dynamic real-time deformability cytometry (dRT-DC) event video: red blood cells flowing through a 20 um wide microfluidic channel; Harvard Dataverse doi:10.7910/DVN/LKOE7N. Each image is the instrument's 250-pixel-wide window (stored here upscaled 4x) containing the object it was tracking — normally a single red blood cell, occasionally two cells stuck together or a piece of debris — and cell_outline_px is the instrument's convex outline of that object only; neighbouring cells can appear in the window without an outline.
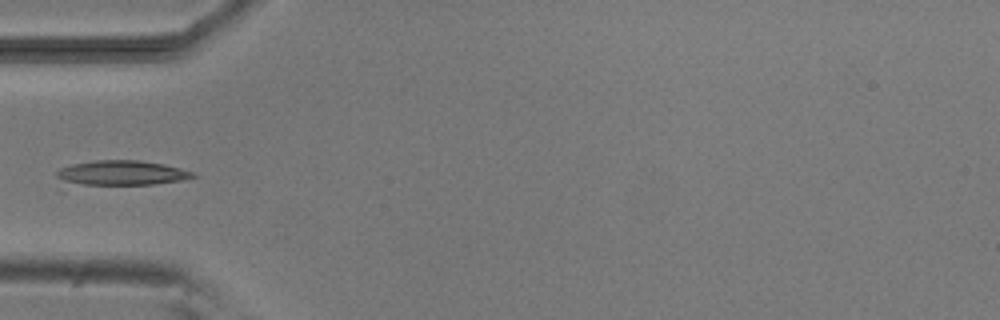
{"species": "common noctule bat (a hibernating species)", "species_latin": "Nyctalus noctula", "temperature_condition": "room temperature", "stored_images_in_passage": 6, "camera_frame_rate_fps": 3000, "um_per_image_px": 0.085, "animal": {"sex": "male", "body_mass_g": 20.5, "forearm_length_mm": 52.5}, "frame": {"image": 1, "passage_image": 4, "time_ms": 3.667, "image_size_px": [1000, 320], "cell_outline_px": [[200, 176], [180, 180], [152, 184], [64, 184], [56, 176], [56, 172], [60, 168], [72, 164], [96, 160], [140, 160], [164, 164], [196, 172]], "centroid_in_image_um": [10.34, 14.69], "position_along_channel_um": 74.7, "area_um2": 19.71}}
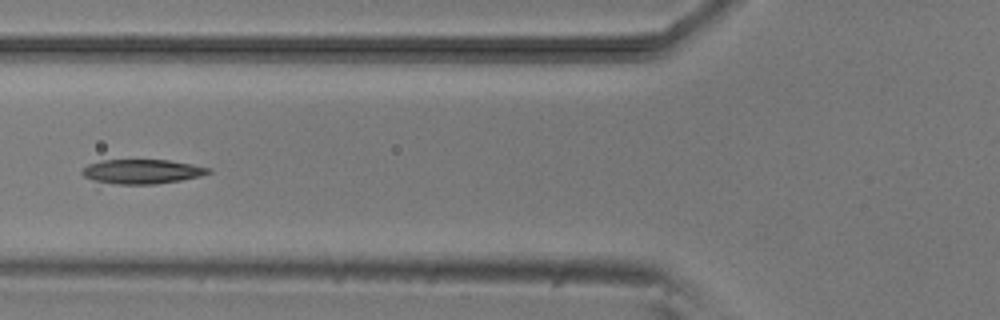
{"frame": {"image": 2, "passage_image": 5, "time_ms": 4.667, "image_size_px": [1000, 320], "cell_outline_px": [[212, 172], [200, 176], [180, 180], [156, 184], [116, 184], [92, 180], [84, 176], [80, 172], [88, 164], [100, 160], [168, 160], [192, 164], [212, 168]], "centroid_in_image_um": [12.08, 14.58], "position_along_channel_um": 113.7, "area_um2": 17.98}}
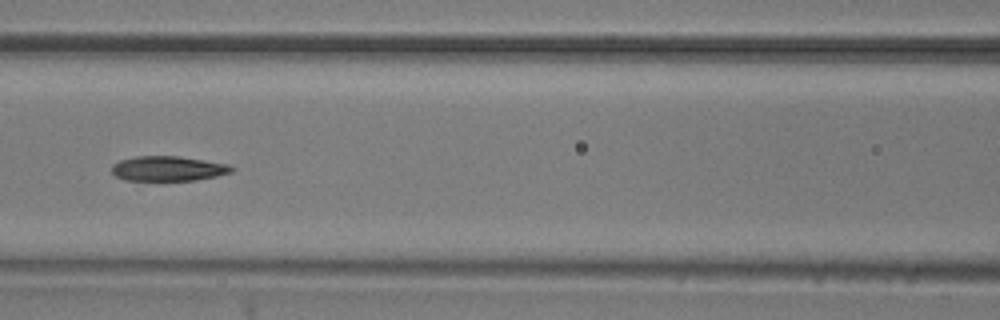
{"frame": {"image": 3, "passage_image": 6, "time_ms": 5.667, "image_size_px": [1000, 320], "cell_outline_px": [[236, 168], [232, 172], [216, 176], [196, 180], [124, 180], [116, 176], [112, 172], [112, 164], [120, 160], [136, 156], [180, 156], [228, 164]], "centroid_in_image_um": [14.3, 14.32], "position_along_channel_um": 152.3, "area_um2": 17.4}}